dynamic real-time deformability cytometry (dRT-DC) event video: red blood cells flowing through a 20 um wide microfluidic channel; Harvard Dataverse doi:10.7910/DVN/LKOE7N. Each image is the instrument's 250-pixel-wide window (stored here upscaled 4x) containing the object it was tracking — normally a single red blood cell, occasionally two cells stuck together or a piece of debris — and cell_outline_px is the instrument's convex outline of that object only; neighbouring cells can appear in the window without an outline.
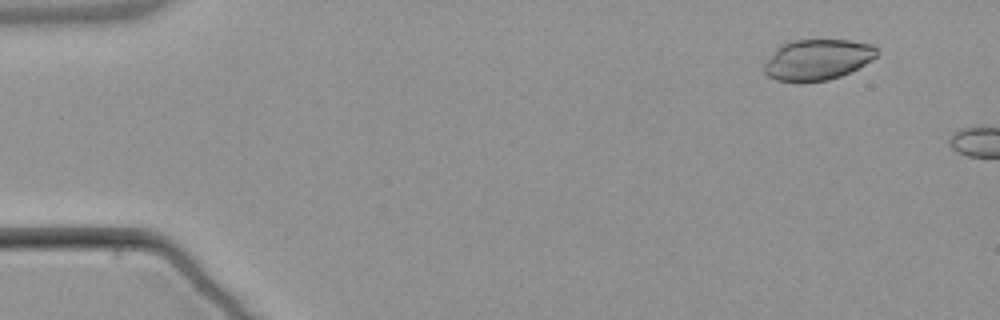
{"species": "common noctule bat (a hibernating species)", "species_latin": "Nyctalus noctula", "temperature_condition": "warm", "stored_images_in_passage": 3, "camera_frame_rate_fps": 3000, "um_per_image_px": 0.085, "animal": {"sex": "male", "body_mass_g": 21.5, "forearm_length_mm": 52.0}, "frame": {"image": 1, "passage_image": 2, "time_ms": 1.0, "image_size_px": [1000, 320], "cell_outline_px": [[880, 52], [872, 60], [840, 76], [828, 80], [776, 80], [768, 76], [764, 72], [764, 64], [776, 48], [792, 40], [848, 40], [872, 44], [880, 48]], "centroid_in_image_um": [69.52, 5.04], "position_along_channel_um": 15.5, "area_um2": 26.36}}